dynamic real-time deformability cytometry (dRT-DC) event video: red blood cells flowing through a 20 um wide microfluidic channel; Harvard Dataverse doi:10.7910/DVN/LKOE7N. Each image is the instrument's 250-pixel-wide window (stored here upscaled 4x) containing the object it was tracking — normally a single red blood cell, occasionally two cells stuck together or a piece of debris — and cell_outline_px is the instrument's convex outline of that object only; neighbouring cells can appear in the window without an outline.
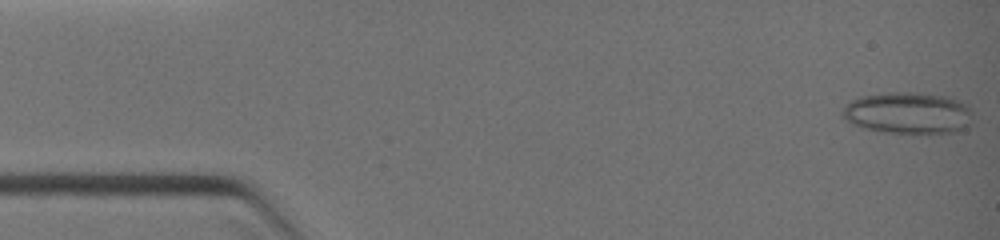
{"species": "common noctule bat (a hibernating species)", "species_latin": "Nyctalus noctula", "temperature_condition": "warm", "stored_images_in_passage": 4, "camera_frame_rate_fps": 3000, "um_per_image_px": 0.085, "animal": {"sex": "female", "body_mass_g": 19.0, "forearm_length_mm": 51.5}, "frame": {"image": 1, "passage_image": 1, "time_ms": 0.0, "image_size_px": [1000, 240], "cell_outline_px": [[972, 112], [968, 124], [952, 132], [892, 132], [868, 128], [856, 124], [848, 120], [840, 112], [840, 108], [852, 100], [860, 96], [884, 92], [920, 92], [948, 96], [972, 108]], "centroid_in_image_um": [77.16, 9.55], "position_along_channel_um": 7.8, "area_um2": 31.04}}